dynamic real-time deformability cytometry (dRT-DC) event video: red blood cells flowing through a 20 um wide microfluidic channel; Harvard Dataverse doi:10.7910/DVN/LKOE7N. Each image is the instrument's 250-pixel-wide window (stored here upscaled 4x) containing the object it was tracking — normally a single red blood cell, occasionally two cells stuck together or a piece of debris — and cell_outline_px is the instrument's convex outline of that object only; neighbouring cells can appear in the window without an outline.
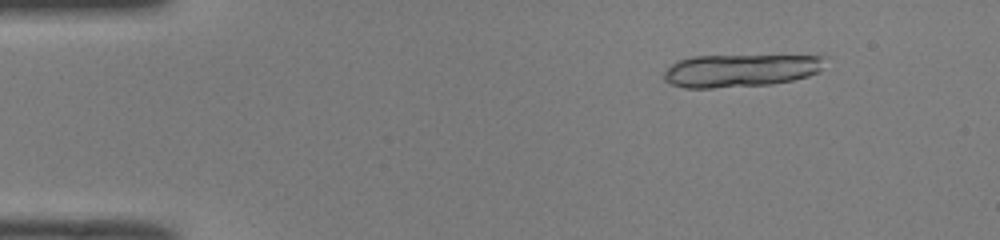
{"species": "common noctule bat (a hibernating species)", "species_latin": "Nyctalus noctula", "temperature_condition": "room temperature", "stored_images_in_passage": 18, "camera_frame_rate_fps": 3000, "um_per_image_px": 0.085, "animal": {"sex": "male", "body_mass_g": 19.0, "forearm_length_mm": 50.8}, "frame": {"image": 1, "passage_image": 7, "time_ms": 2.0, "image_size_px": [1000, 240], "cell_outline_px": [[828, 56], [820, 72], [808, 76], [792, 80], [772, 84], [712, 88], [684, 88], [668, 84], [664, 80], [664, 72], [676, 60], [692, 56]], "centroid_in_image_um": [62.92, 5.99], "position_along_channel_um": 22.1, "area_um2": 30.92}}